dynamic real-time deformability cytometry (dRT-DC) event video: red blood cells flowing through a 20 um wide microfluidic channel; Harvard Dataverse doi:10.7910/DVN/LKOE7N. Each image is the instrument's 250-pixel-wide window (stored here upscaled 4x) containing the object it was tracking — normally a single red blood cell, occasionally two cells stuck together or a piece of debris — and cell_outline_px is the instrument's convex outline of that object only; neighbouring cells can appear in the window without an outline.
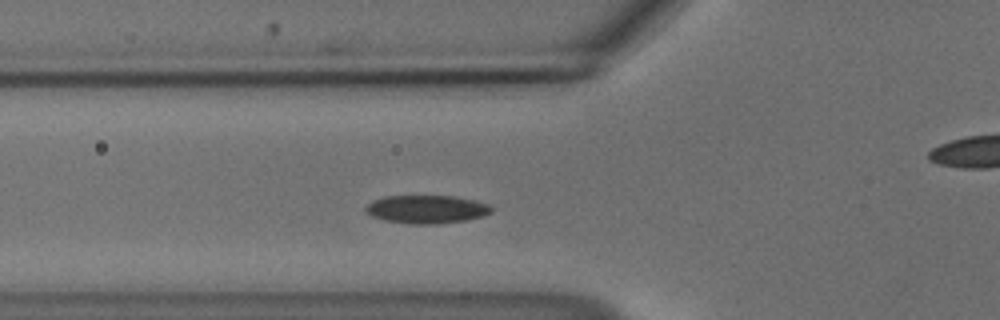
{"species": "common noctule bat (a hibernating species)", "species_latin": "Nyctalus noctula", "temperature_condition": "cold", "stored_images_in_passage": 47, "camera_frame_rate_fps": 3000, "um_per_image_px": 0.085, "animal": {"sex": "male", "body_mass_g": 18.8}, "frame": {"image": 1, "passage_image": 11, "time_ms": 3.333, "image_size_px": [1000, 320], "cell_outline_px": [[492, 212], [484, 216], [464, 220], [436, 224], [404, 224], [384, 220], [372, 216], [364, 212], [364, 208], [372, 200], [384, 196], [456, 196], [488, 204], [492, 208]], "centroid_in_image_um": [36.21, 17.79], "position_along_channel_um": 89.6, "area_um2": 20.81}}
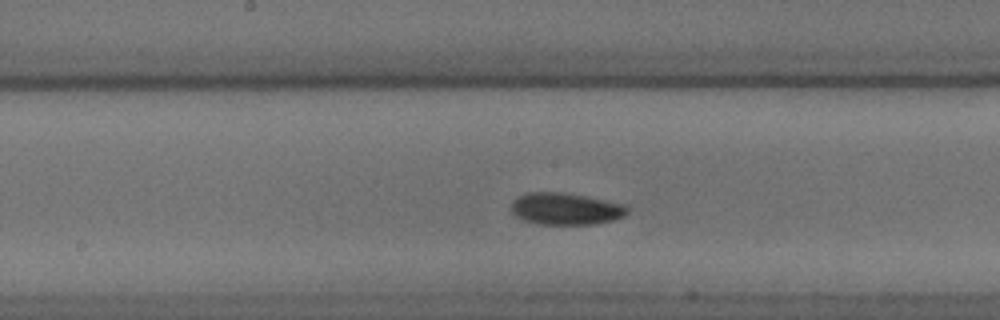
{"frame": {"image": 2, "passage_image": 20, "time_ms": 6.333, "image_size_px": [1000, 320], "cell_outline_px": [[628, 212], [624, 216], [612, 220], [596, 224], [540, 224], [524, 220], [516, 216], [512, 212], [512, 200], [528, 192], [564, 192], [624, 204], [628, 208]], "centroid_in_image_um": [48.08, 17.75], "position_along_channel_um": 200.1, "area_um2": 21.44}}
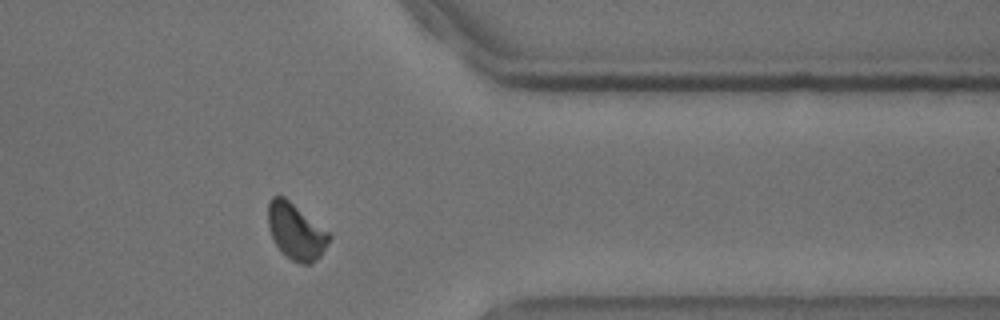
{"frame": {"image": 3, "passage_image": 36, "time_ms": 11.667, "image_size_px": [1000, 320], "cell_outline_px": [[332, 236], [328, 244], [320, 256], [316, 260], [308, 264], [300, 264], [284, 256], [280, 252], [268, 228], [268, 200], [272, 196], [284, 196], [328, 232]], "centroid_in_image_um": [25.13, 19.69], "position_along_channel_um": 386.3, "area_um2": 19.94}, "authors_computed_cell_mechanics": {"area_um2": 20.3456, "velocity_mm_per_s": 3.6728, "shape_relaxation_time_tau1_ms": 3.3181, "shape_relaxation_time_tau2_ms": null, "deformation_change_tau1": 0.0816, "deformation_change_tau2": null}}